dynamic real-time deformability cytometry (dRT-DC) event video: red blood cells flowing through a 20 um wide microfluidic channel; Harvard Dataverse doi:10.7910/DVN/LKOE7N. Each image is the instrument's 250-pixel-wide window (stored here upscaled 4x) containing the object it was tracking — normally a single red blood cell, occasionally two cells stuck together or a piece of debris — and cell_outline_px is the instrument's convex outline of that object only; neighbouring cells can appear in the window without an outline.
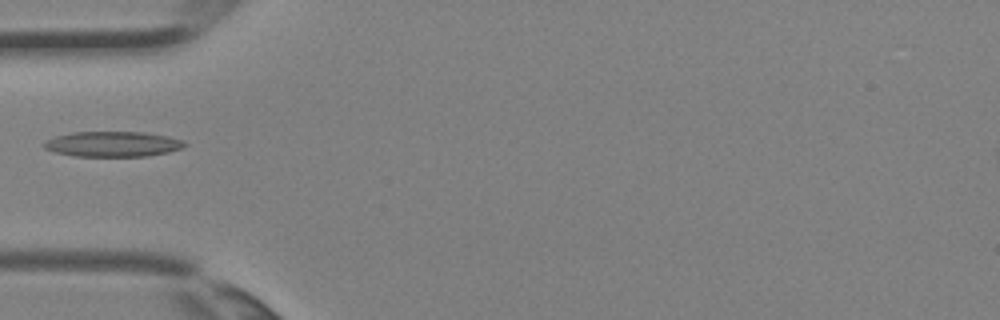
{"species": "Egyptian fruit bat (a non-hibernating species)", "species_latin": "Rousettus aegyptiacus", "temperature_condition": "room temperature", "stored_images_in_passage": 1, "camera_frame_rate_fps": 3000, "um_per_image_px": 0.085, "animal": {"sex": "female"}, "frame": {"image": 1, "passage_image": 1, "time_ms": 0.0, "image_size_px": [1000, 320], "cell_outline_px": [[188, 144], [180, 148], [168, 152], [148, 156], [76, 156], [56, 152], [44, 148], [44, 140], [56, 136], [72, 132], [152, 132], [184, 140]], "centroid_in_image_um": [9.62, 12.23], "position_along_channel_um": 75.4, "area_um2": 20.81}}